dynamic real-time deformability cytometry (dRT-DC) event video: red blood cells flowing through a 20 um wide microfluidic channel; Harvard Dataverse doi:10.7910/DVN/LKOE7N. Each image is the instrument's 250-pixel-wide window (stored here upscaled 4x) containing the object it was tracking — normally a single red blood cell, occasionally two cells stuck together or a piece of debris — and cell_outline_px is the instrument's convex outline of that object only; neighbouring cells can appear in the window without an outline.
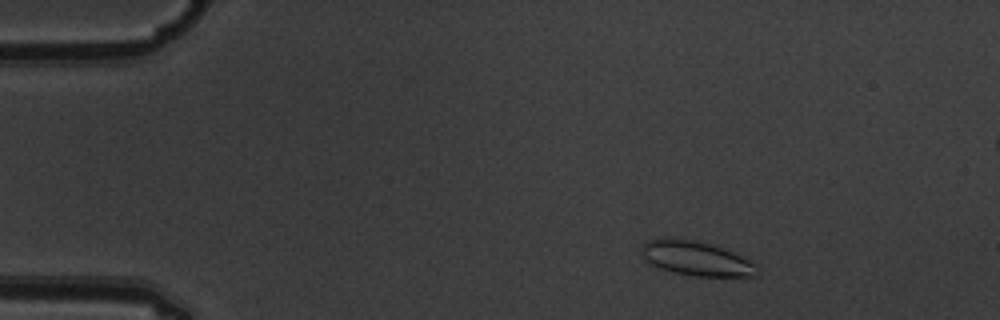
{"species": "common noctule bat (a hibernating species)", "species_latin": "Nyctalus noctula", "temperature_condition": "warm", "stored_images_in_passage": 6, "camera_frame_rate_fps": 3000, "um_per_image_px": 0.085, "animal": {"sex": "male", "body_mass_g": 19.5, "forearm_length_mm": 54.6}, "frame": {"image": 1, "passage_image": 3, "time_ms": 0.667, "image_size_px": [1000, 320], "cell_outline_px": [[760, 268], [756, 276], [696, 276], [672, 272], [660, 268], [644, 260], [640, 252], [644, 244], [648, 240], [664, 236], [692, 240], [712, 244], [752, 260]], "centroid_in_image_um": [59.17, 21.96], "position_along_channel_um": 25.8, "area_um2": 23.47}}